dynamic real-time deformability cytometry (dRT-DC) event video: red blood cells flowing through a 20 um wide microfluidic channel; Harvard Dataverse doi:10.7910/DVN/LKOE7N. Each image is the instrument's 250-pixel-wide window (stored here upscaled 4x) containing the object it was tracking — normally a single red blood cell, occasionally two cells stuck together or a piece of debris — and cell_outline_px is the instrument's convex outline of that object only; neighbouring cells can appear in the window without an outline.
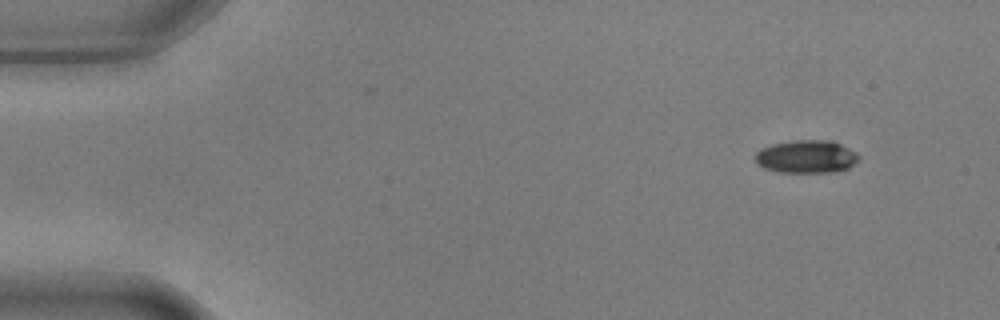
{"species": "common noctule bat (a hibernating species)", "species_latin": "Nyctalus noctula", "temperature_condition": "warm", "stored_images_in_passage": 51, "camera_frame_rate_fps": 3000, "um_per_image_px": 0.085, "animal": {"sex": "male", "body_mass_g": 17.9, "forearm_length_mm": 54.2}, "frame": {"image": 1, "passage_image": 1, "time_ms": 0.0, "image_size_px": [1000, 320], "cell_outline_px": [[860, 156], [848, 168], [836, 172], [780, 172], [764, 168], [756, 164], [752, 156], [760, 148], [772, 144], [792, 140], [832, 140], [856, 152]], "centroid_in_image_um": [68.48, 13.31], "position_along_channel_um": 16.5, "area_um2": 20.06}}
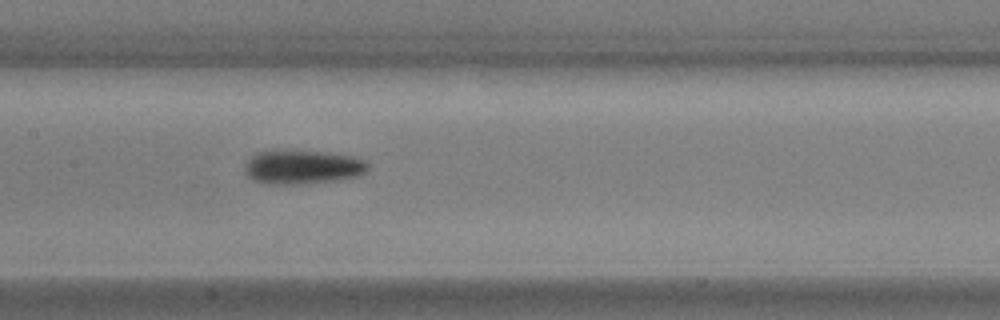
{"frame": {"image": 2, "passage_image": 23, "time_ms": 7.333, "image_size_px": [1000, 320], "cell_outline_px": [[368, 172], [360, 176], [336, 180], [304, 184], [268, 184], [252, 180], [244, 172], [244, 164], [256, 152], [332, 152], [352, 156], [368, 160]], "centroid_in_image_um": [25.77, 14.22], "position_along_channel_um": 181.6, "area_um2": 24.39}}
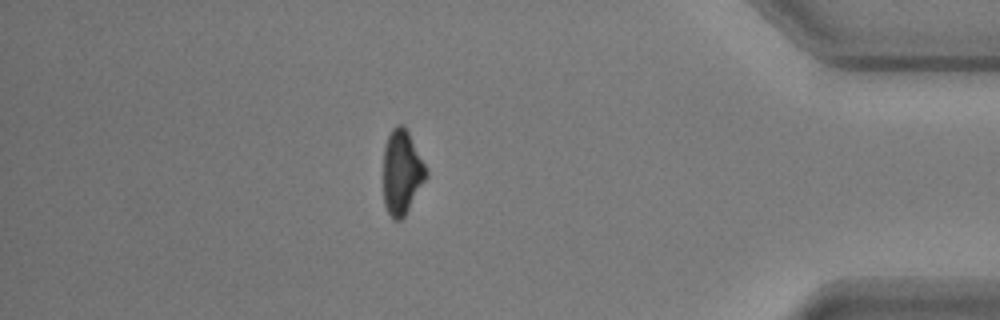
{"frame": {"image": 3, "passage_image": 44, "time_ms": 14.333, "image_size_px": [1000, 320], "cell_outline_px": [[428, 176], [404, 216], [400, 220], [392, 220], [384, 204], [384, 144], [392, 128], [396, 124], [404, 124], [428, 172]], "centroid_in_image_um": [34.14, 14.64], "position_along_channel_um": 401.1, "area_um2": 20.92}, "authors_computed_cell_mechanics": {"area_um2": 21.9062, "velocity_mm_per_s": 3.6709, "shape_relaxation_time_tau1_ms": 3.5987, "shape_relaxation_time_tau2_ms": null, "deformation_change_tau1": 0.1374, "deformation_change_tau2": null}}